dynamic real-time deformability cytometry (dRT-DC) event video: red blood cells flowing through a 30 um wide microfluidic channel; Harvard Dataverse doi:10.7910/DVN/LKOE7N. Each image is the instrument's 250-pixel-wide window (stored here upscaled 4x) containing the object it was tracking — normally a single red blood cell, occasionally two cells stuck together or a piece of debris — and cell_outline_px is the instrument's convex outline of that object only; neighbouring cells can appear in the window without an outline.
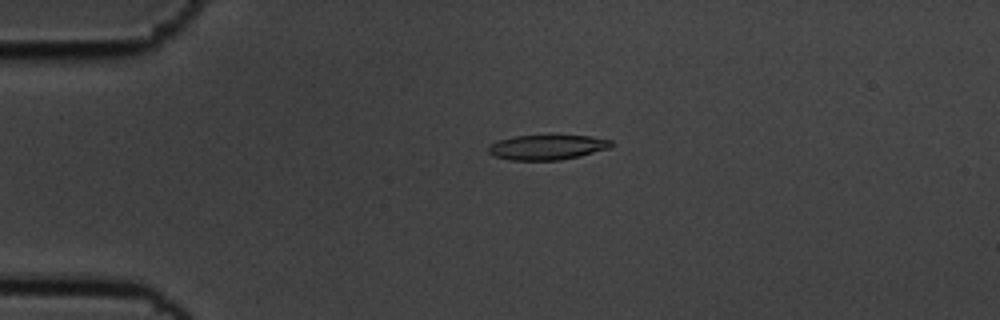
{"species": "common noctule bat (a hibernating species)", "species_latin": "Nyctalus noctula", "temperature_condition": "cold", "stored_images_in_passage": 56, "camera_frame_rate_fps": 3000, "um_per_image_px": 0.085, "animal": {"sex": "male", "body_mass_g": 19.5, "forearm_length_mm": 54.6}, "frame": {"image": 1, "passage_image": 13, "time_ms": 4.0, "image_size_px": [1000, 320], "cell_outline_px": [[612, 144], [608, 148], [580, 156], [560, 160], [508, 160], [492, 156], [488, 152], [488, 148], [492, 144], [500, 140], [516, 136], [548, 132], [556, 132], [592, 136], [612, 140]], "centroid_in_image_um": [46.53, 12.46], "position_along_channel_um": 38.5, "area_um2": 18.84}}
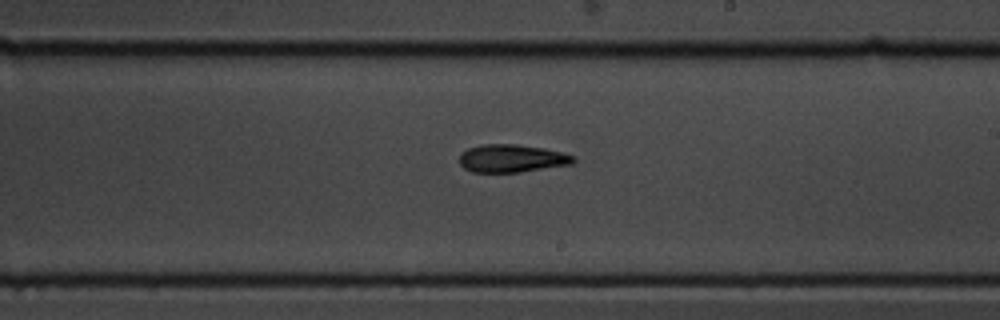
{"frame": {"image": 2, "passage_image": 33, "time_ms": 10.667, "image_size_px": [1000, 320], "cell_outline_px": [[576, 160], [572, 164], [520, 172], [472, 172], [464, 168], [460, 164], [460, 152], [468, 148], [480, 144], [516, 144], [544, 148], [560, 152], [572, 156]], "centroid_in_image_um": [43.46, 13.46], "position_along_channel_um": 245.5, "area_um2": 18.5}}
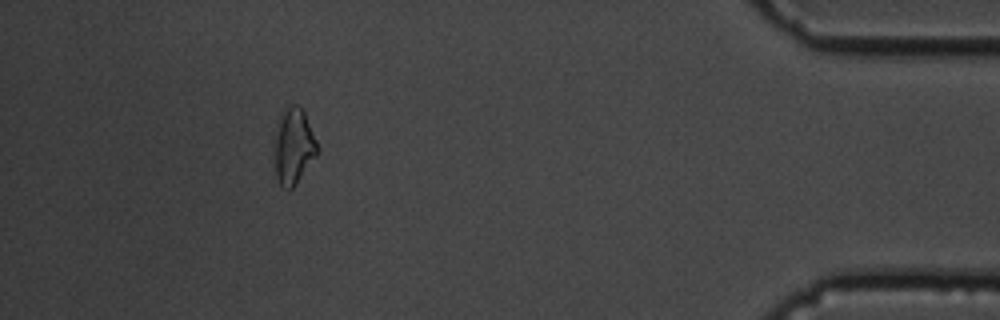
{"frame": {"image": 3, "passage_image": 51, "time_ms": 16.667, "image_size_px": [1000, 320], "cell_outline_px": [[320, 152], [296, 184], [288, 192], [280, 184], [276, 176], [272, 136], [280, 112], [284, 104], [296, 104], [304, 112], [316, 140]], "centroid_in_image_um": [24.91, 12.4], "position_along_channel_um": 410.3, "area_um2": 19.88}, "authors_computed_cell_mechanics": {"area_um2": 18.3226, "velocity_mm_per_s": 3.6123, "shape_relaxation_time_tau1_ms": 5.0657, "shape_relaxation_time_tau2_ms": null, "deformation_change_tau1": 0.1439, "deformation_change_tau2": null}}